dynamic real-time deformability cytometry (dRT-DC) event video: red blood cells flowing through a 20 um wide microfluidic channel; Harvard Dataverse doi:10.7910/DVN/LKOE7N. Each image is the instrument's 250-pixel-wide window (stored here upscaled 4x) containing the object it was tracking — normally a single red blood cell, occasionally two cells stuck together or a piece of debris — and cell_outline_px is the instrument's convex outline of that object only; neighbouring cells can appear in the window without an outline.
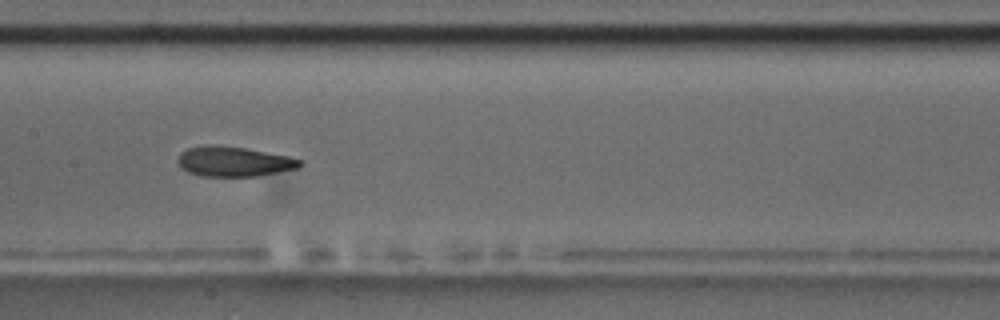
{"species": "common noctule bat (a hibernating species)", "species_latin": "Nyctalus noctula", "temperature_condition": "room temperature", "stored_images_in_passage": 10, "camera_frame_rate_fps": 3000, "um_per_image_px": 0.085, "animal": {"sex": "male", "body_mass_g": 17.5, "forearm_length_mm": 52.3}, "frame": {"image": 1, "passage_image": 9, "time_ms": 9.333, "image_size_px": [1000, 320], "cell_outline_px": [[304, 164], [296, 168], [256, 176], [200, 176], [188, 172], [180, 168], [176, 160], [180, 152], [188, 148], [204, 144], [216, 144], [244, 148], [288, 156], [304, 160]], "centroid_in_image_um": [19.82, 13.72], "position_along_channel_um": 187.6, "area_um2": 21.5}}